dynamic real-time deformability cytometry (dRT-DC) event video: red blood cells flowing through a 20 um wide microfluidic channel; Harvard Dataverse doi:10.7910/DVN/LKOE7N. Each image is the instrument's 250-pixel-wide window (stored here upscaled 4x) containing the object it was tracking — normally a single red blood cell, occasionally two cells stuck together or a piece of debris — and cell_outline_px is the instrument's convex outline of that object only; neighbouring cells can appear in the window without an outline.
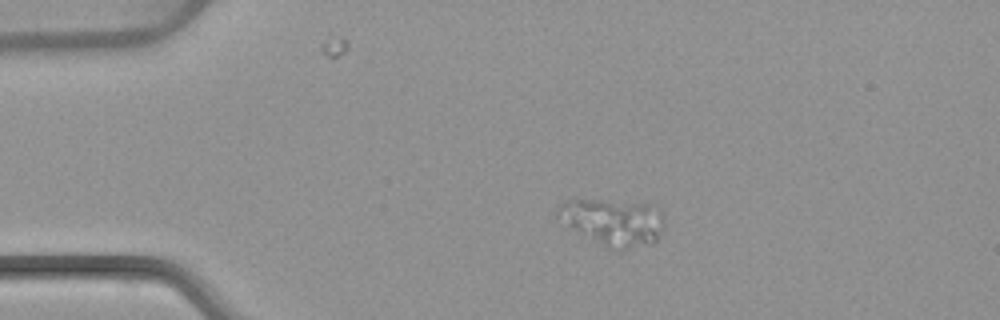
{"species": "common noctule bat (a hibernating species)", "species_latin": "Nyctalus noctula", "temperature_condition": "warm", "stored_images_in_passage": 3, "camera_frame_rate_fps": 3000, "um_per_image_px": 0.085, "animal": {"sex": "female", "body_mass_g": 22.7, "forearm_length_mm": 54.2}, "frame": {"image": 1, "passage_image": 2, "time_ms": 2.0, "image_size_px": [1000, 320], "cell_outline_px": [[664, 228], [656, 240], [652, 244], [620, 252], [608, 248], [580, 232], [556, 216], [556, 208], [560, 204], [568, 200], [604, 200], [648, 204], [660, 208], [664, 216]], "centroid_in_image_um": [52.2, 18.89], "position_along_channel_um": 32.8, "area_um2": 29.07}}